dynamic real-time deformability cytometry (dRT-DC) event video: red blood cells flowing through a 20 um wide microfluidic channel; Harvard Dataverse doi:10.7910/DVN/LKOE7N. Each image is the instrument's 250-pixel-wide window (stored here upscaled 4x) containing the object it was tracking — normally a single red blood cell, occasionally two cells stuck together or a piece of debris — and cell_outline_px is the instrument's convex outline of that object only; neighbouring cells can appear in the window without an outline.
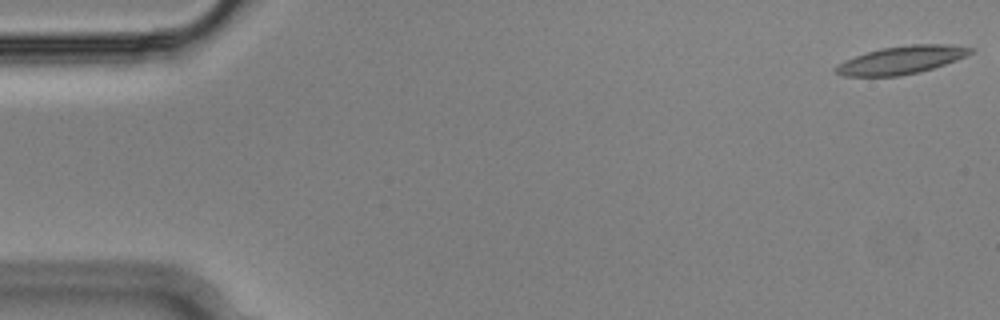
{"species": "Egyptian fruit bat (a non-hibernating species)", "species_latin": "Rousettus aegyptiacus", "temperature_condition": "cold", "stored_images_in_passage": 12, "camera_frame_rate_fps": 3000, "um_per_image_px": 0.085, "animal": {"sex": "male"}, "frame": {"image": 1, "passage_image": 1, "time_ms": 0.0, "image_size_px": [1000, 320], "cell_outline_px": [[976, 48], [972, 52], [956, 60], [920, 72], [900, 76], [844, 76], [836, 72], [832, 68], [844, 60], [880, 48], [912, 44], [948, 44]], "centroid_in_image_um": [76.61, 5.1], "position_along_channel_um": 8.4, "area_um2": 21.85}}